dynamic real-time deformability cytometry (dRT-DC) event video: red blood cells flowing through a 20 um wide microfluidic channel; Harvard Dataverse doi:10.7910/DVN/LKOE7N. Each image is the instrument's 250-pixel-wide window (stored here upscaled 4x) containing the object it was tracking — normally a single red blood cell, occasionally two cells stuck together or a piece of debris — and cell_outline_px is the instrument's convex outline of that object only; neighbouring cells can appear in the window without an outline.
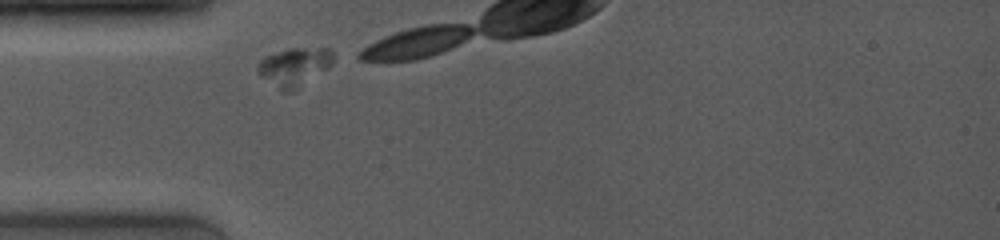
{"species": "common noctule bat (a hibernating species)", "species_latin": "Nyctalus noctula", "temperature_condition": "room temperature", "stored_images_in_passage": 4, "camera_frame_rate_fps": 4000, "um_per_image_px": 0.085, "animal": {"sex": "female", "body_mass_g": 19.0, "forearm_length_mm": 53.3}, "frame": {"image": 1, "passage_image": 1, "time_ms": 0.0, "image_size_px": [1000, 240], "cell_outline_px": [[332, 64], [328, 68], [300, 88], [292, 92], [280, 92], [260, 76], [256, 68], [260, 60], [264, 56], [288, 48], [328, 48], [332, 52]], "centroid_in_image_um": [24.98, 5.71], "position_along_channel_um": 60.0, "area_um2": 17.22}}